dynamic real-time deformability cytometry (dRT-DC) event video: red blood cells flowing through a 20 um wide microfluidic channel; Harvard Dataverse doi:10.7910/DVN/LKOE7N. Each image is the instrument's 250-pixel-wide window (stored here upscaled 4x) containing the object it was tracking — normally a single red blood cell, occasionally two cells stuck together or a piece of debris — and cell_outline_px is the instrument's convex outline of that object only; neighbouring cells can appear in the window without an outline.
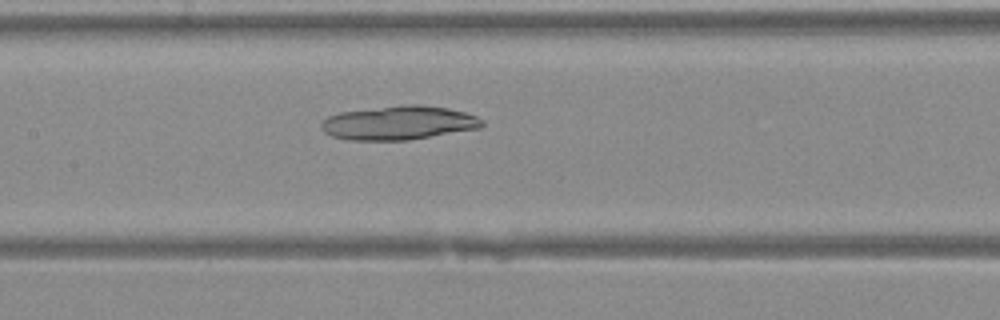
{"species": "Egyptian fruit bat (a non-hibernating species)", "species_latin": "Rousettus aegyptiacus", "temperature_condition": "warm", "stored_images_in_passage": 27, "camera_frame_rate_fps": 3000, "um_per_image_px": 0.085, "animal": {"sex": "female"}, "frame": {"image": 1, "passage_image": 9, "time_ms": 2.667, "image_size_px": [1000, 320], "cell_outline_px": [[484, 124], [480, 128], [408, 140], [348, 140], [332, 136], [324, 132], [320, 128], [320, 120], [328, 116], [340, 112], [404, 104], [420, 104], [448, 108], [464, 112], [476, 116], [484, 120]], "centroid_in_image_um": [33.86, 10.44], "position_along_channel_um": 173.5, "area_um2": 31.96}}
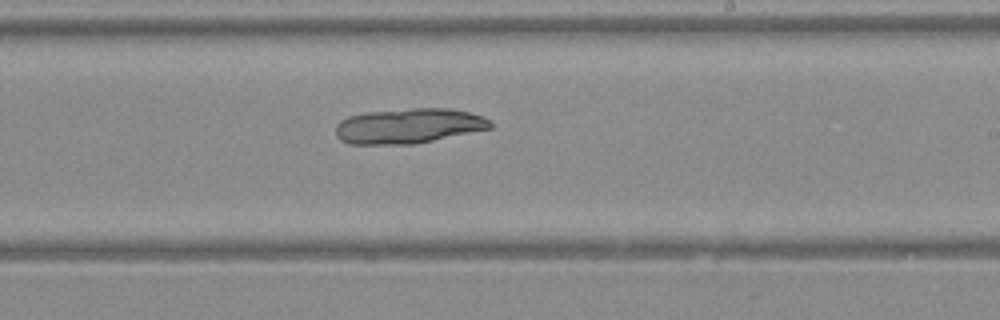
{"frame": {"image": 2, "passage_image": 14, "time_ms": 4.333, "image_size_px": [1000, 320], "cell_outline_px": [[492, 128], [416, 144], [348, 144], [340, 140], [336, 136], [336, 124], [340, 120], [348, 116], [364, 112], [412, 108], [452, 108], [484, 116], [492, 124]], "centroid_in_image_um": [34.71, 10.7], "position_along_channel_um": 254.3, "area_um2": 31.91}}
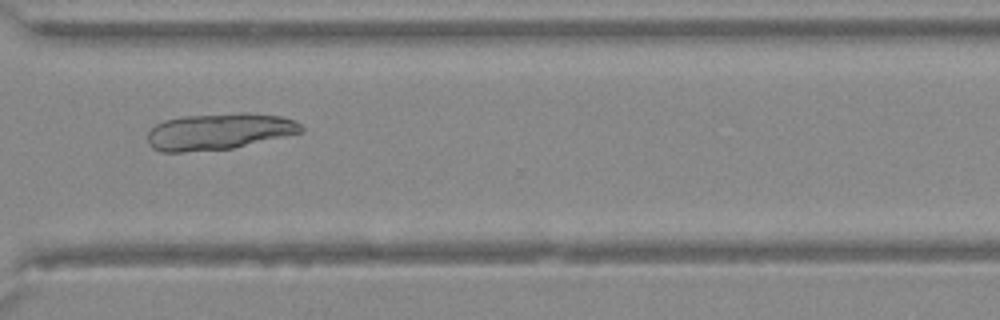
{"frame": {"image": 3, "passage_image": 20, "time_ms": 6.333, "image_size_px": [1000, 320], "cell_outline_px": [[304, 132], [232, 148], [184, 152], [160, 152], [152, 148], [148, 144], [148, 132], [156, 124], [164, 120], [180, 116], [240, 112], [248, 112], [280, 116], [292, 120], [300, 124], [304, 128]], "centroid_in_image_um": [18.59, 11.17], "position_along_channel_um": 352.0, "area_um2": 32.83}}